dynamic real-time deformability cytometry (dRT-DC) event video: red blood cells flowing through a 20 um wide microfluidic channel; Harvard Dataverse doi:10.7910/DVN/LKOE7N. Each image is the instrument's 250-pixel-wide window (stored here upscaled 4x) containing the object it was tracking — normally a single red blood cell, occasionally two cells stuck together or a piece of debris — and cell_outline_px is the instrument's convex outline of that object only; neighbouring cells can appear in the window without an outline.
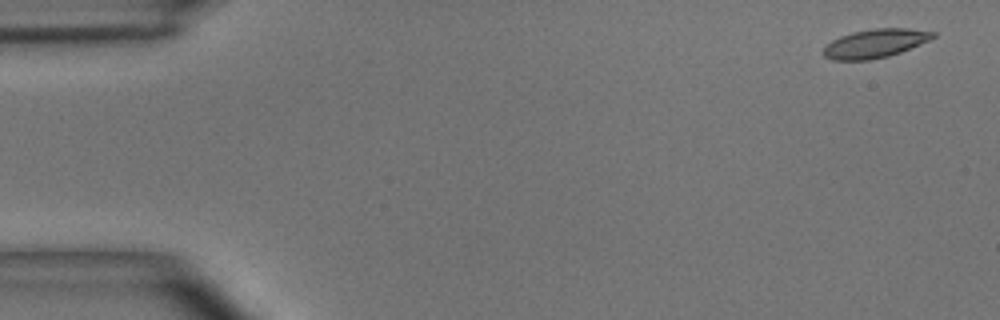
{"species": "common noctule bat (a hibernating species)", "species_latin": "Nyctalus noctula", "temperature_condition": "room temperature", "stored_images_in_passage": 6, "camera_frame_rate_fps": 3000, "um_per_image_px": 0.085, "animal": {"sex": "male", "body_mass_g": 15.6}, "frame": {"image": 1, "passage_image": 1, "time_ms": 0.0, "image_size_px": [1000, 320], "cell_outline_px": [[936, 36], [928, 40], [900, 52], [888, 56], [868, 60], [832, 60], [824, 56], [820, 52], [832, 40], [840, 36], [852, 32], [872, 28], [908, 28], [936, 32]], "centroid_in_image_um": [74.35, 3.68], "position_along_channel_um": 10.7, "area_um2": 18.26}}
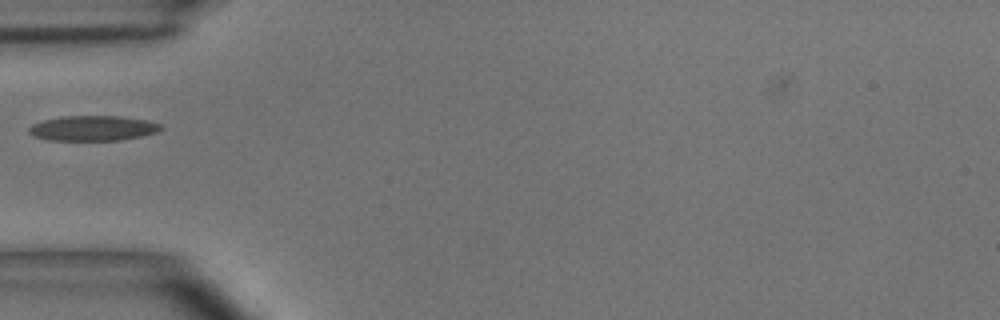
{"frame": {"image": 2, "passage_image": 5, "time_ms": 1.333, "image_size_px": [1000, 320], "cell_outline_px": [[164, 128], [156, 132], [140, 136], [120, 140], [48, 140], [32, 136], [28, 132], [28, 128], [32, 124], [44, 120], [64, 116], [120, 116], [148, 120], [160, 124]], "centroid_in_image_um": [7.88, 10.89], "position_along_channel_um": 77.1, "area_um2": 19.31}}
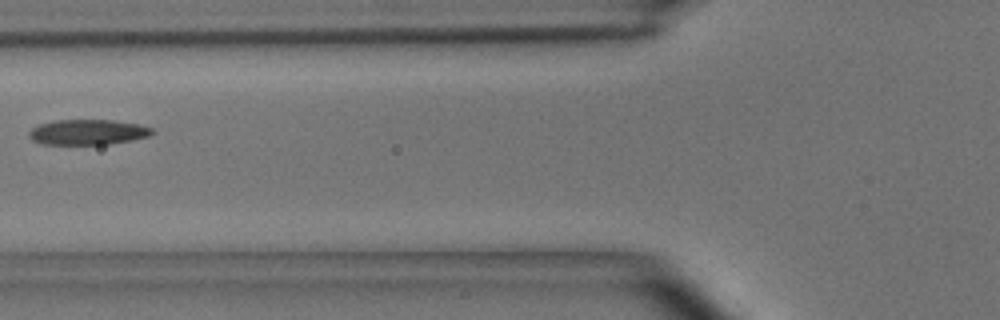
{"frame": {"image": 3, "passage_image": 6, "time_ms": 1.667, "image_size_px": [1000, 320], "cell_outline_px": [[156, 132], [148, 136], [132, 140], [108, 144], [40, 144], [32, 140], [28, 136], [28, 132], [32, 128], [40, 124], [56, 120], [112, 120], [140, 124], [152, 128]], "centroid_in_image_um": [7.46, 11.23], "position_along_channel_um": 118.3, "area_um2": 18.21}}